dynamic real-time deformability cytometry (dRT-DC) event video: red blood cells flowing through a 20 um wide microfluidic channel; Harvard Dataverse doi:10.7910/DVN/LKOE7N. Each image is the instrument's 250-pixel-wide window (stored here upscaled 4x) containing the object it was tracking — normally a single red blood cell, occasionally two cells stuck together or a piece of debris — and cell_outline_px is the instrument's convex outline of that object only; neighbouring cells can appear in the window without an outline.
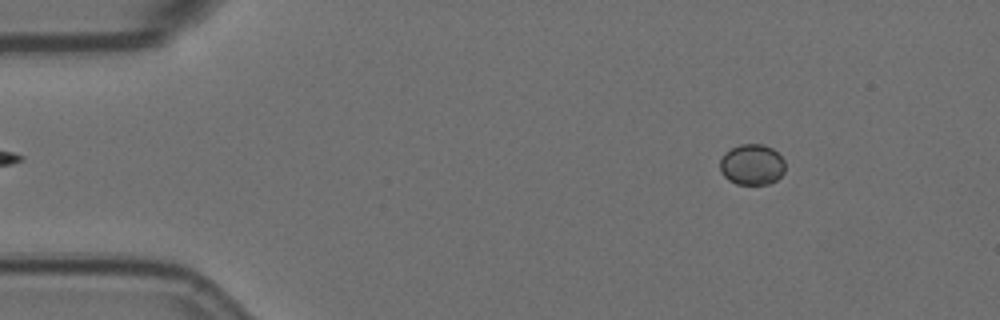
{"species": "Egyptian fruit bat (a non-hibernating species)", "species_latin": "Rousettus aegyptiacus", "temperature_condition": "room temperature", "stored_images_in_passage": 58, "camera_frame_rate_fps": 3000, "um_per_image_px": 0.085, "animal": {"sex": "female"}, "frame": {"image": 1, "passage_image": 8, "time_ms": 2.333, "image_size_px": [1000, 320], "cell_outline_px": [[784, 172], [776, 180], [768, 184], [736, 184], [728, 180], [720, 172], [720, 160], [724, 152], [740, 144], [764, 144], [772, 148], [784, 160]], "centroid_in_image_um": [63.89, 13.99], "position_along_channel_um": 21.1, "area_um2": 15.55}}
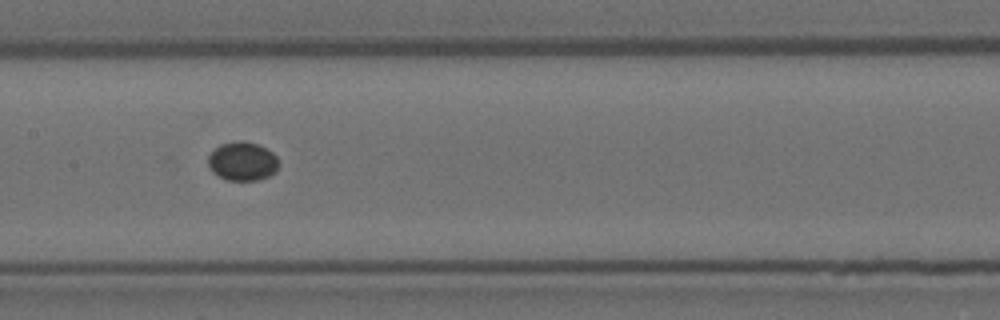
{"frame": {"image": 2, "passage_image": 29, "time_ms": 9.333, "image_size_px": [1000, 320], "cell_outline_px": [[280, 164], [276, 172], [260, 180], [228, 180], [212, 172], [208, 164], [208, 156], [220, 144], [236, 140], [244, 140], [256, 144], [272, 152], [276, 156]], "centroid_in_image_um": [20.63, 13.71], "position_along_channel_um": 186.8, "area_um2": 16.01}}
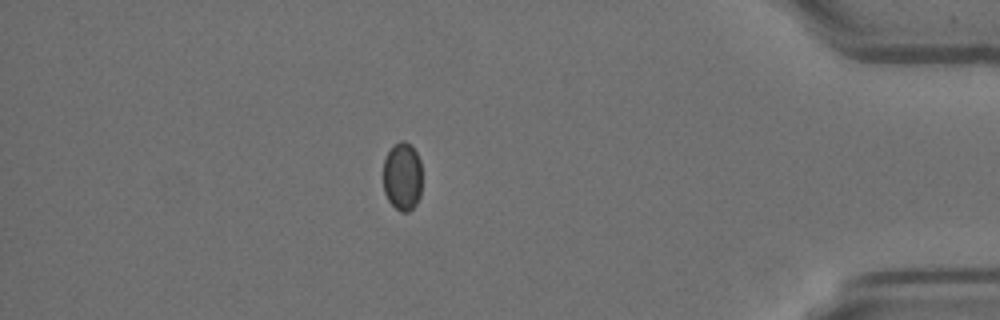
{"frame": {"image": 3, "passage_image": 51, "time_ms": 16.667, "image_size_px": [1000, 320], "cell_outline_px": [[420, 196], [416, 204], [408, 212], [400, 212], [388, 200], [384, 192], [384, 160], [392, 144], [400, 140], [404, 140], [416, 152], [420, 160]], "centroid_in_image_um": [34.19, 14.99], "position_along_channel_um": 401.0, "area_um2": 15.37}, "authors_computed_cell_mechanics": {"area_um2": 15.895, "velocity_mm_per_s": 3.4916, "shape_relaxation_time_tau1_ms": 4.5709, "shape_relaxation_time_tau2_ms": null, "deformation_change_tau1": 0.0372, "deformation_change_tau2": null}}